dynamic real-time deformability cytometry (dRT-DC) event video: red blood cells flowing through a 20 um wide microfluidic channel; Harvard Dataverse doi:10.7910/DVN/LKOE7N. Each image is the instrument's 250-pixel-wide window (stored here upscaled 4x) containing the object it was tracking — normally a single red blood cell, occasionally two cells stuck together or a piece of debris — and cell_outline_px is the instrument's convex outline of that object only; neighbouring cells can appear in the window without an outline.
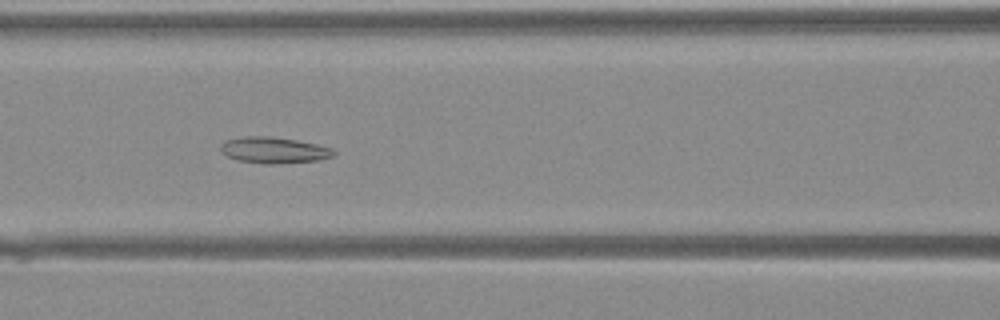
{"species": "Egyptian fruit bat (a non-hibernating species)", "species_latin": "Rousettus aegyptiacus", "temperature_condition": "warm", "stored_images_in_passage": 32, "camera_frame_rate_fps": 3000, "um_per_image_px": 0.085, "animal": {"sex": "female"}, "frame": {"image": 1, "passage_image": 11, "time_ms": 3.333, "image_size_px": [1000, 320], "cell_outline_px": [[336, 156], [320, 160], [276, 164], [264, 164], [240, 160], [228, 156], [220, 148], [220, 144], [224, 140], [244, 136], [268, 136], [296, 140], [316, 144], [332, 148], [336, 152]], "centroid_in_image_um": [23.32, 12.76], "position_along_channel_um": 143.3, "area_um2": 17.28}}
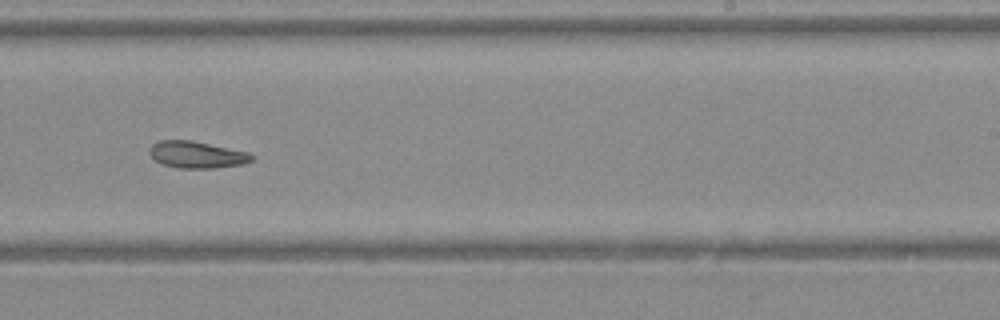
{"frame": {"image": 2, "passage_image": 19, "time_ms": 6.0, "image_size_px": [1000, 320], "cell_outline_px": [[252, 160], [240, 164], [212, 168], [180, 168], [164, 164], [156, 160], [148, 152], [148, 148], [152, 144], [160, 140], [192, 140], [248, 152], [252, 156]], "centroid_in_image_um": [16.68, 13.13], "position_along_channel_um": 272.3, "area_um2": 15.72}}
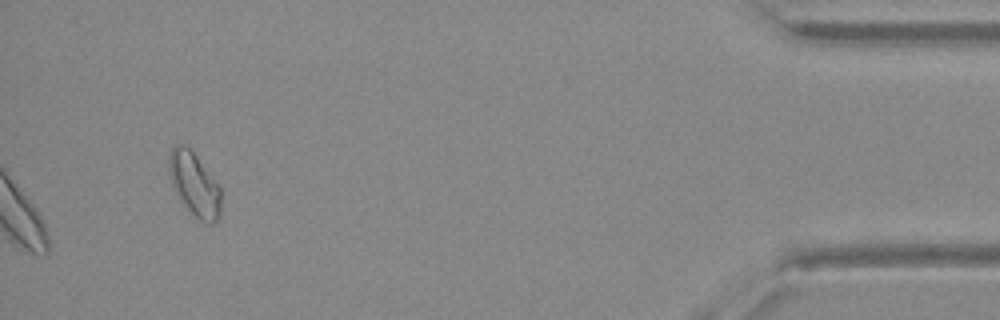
{"frame": {"image": 3, "passage_image": 32, "time_ms": 10.333, "image_size_px": [1000, 320], "cell_outline_px": [[220, 216], [212, 224], [208, 224], [200, 220], [180, 200], [172, 184], [168, 172], [168, 156], [172, 148], [180, 144], [188, 148], [196, 156], [220, 188]], "centroid_in_image_um": [16.5, 15.68], "position_along_channel_um": 418.7, "area_um2": 18.73}}